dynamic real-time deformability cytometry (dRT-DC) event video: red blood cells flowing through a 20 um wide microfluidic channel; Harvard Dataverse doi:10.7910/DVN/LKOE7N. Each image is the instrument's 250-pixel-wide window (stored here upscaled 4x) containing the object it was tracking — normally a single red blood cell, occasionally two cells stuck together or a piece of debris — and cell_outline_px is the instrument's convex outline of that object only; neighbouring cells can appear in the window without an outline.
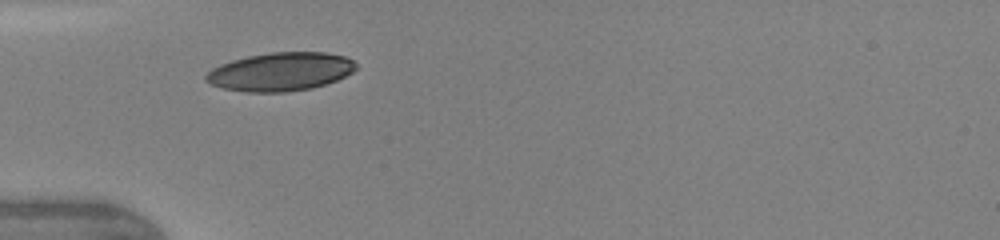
{"species": "human", "species_latin": "Homo sapiens", "temperature_condition": "warm", "stored_images_in_passage": 15, "camera_frame_rate_fps": 3000, "um_per_image_px": 0.085, "donor": {"sex": "female"}, "frame": {"image": 1, "passage_image": 1, "time_ms": 0.0, "image_size_px": [1000, 240], "cell_outline_px": [[356, 68], [352, 72], [336, 80], [312, 88], [284, 92], [248, 92], [224, 88], [212, 84], [204, 80], [204, 76], [212, 68], [220, 64], [232, 60], [248, 56], [272, 52], [328, 52], [344, 56], [352, 60], [356, 64]], "centroid_in_image_um": [23.83, 6.09], "position_along_channel_um": 61.2, "area_um2": 33.47}}